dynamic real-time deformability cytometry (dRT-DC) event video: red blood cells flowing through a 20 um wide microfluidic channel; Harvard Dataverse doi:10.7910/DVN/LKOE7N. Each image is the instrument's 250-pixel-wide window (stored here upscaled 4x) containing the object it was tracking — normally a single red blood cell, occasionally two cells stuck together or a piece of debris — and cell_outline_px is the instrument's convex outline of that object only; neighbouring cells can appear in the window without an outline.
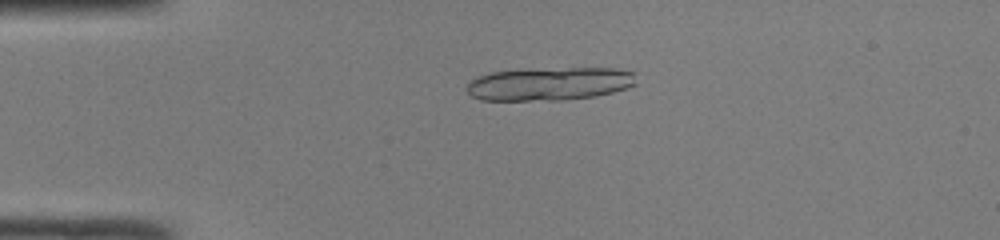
{"species": "common noctule bat (a hibernating species)", "species_latin": "Nyctalus noctula", "temperature_condition": "room temperature", "stored_images_in_passage": 11, "camera_frame_rate_fps": 3000, "um_per_image_px": 0.085, "animal": {"sex": "male", "body_mass_g": 19.0, "forearm_length_mm": 50.8}, "frame": {"image": 1, "passage_image": 5, "time_ms": 1.333, "image_size_px": [1000, 240], "cell_outline_px": [[636, 84], [628, 88], [596, 96], [560, 100], [480, 100], [472, 96], [468, 92], [468, 84], [472, 80], [480, 76], [492, 72], [568, 68], [612, 68], [636, 72]], "centroid_in_image_um": [46.79, 7.13], "position_along_channel_um": 38.2, "area_um2": 32.43}}